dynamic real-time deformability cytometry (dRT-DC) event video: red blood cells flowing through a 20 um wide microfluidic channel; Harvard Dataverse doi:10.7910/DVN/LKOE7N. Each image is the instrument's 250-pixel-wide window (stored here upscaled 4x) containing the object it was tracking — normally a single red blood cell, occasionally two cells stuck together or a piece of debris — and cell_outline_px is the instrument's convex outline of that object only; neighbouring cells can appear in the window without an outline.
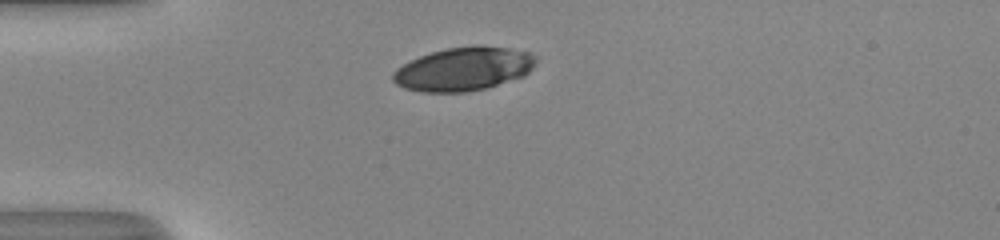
{"species": "human", "species_latin": "Homo sapiens", "temperature_condition": "room temperature", "stored_images_in_passage": 38, "camera_frame_rate_fps": 3000, "um_per_image_px": 0.085, "donor": {"sex": "male"}, "frame": {"image": 1, "passage_image": 1, "time_ms": 0.0, "image_size_px": [1000, 240], "cell_outline_px": [[536, 64], [524, 76], [484, 88], [464, 92], [424, 92], [404, 88], [396, 84], [392, 80], [392, 72], [396, 68], [420, 56], [432, 52], [448, 48], [476, 44], [480, 44], [508, 48], [528, 52], [536, 56]], "centroid_in_image_um": [39.4, 5.85], "position_along_channel_um": 45.6, "area_um2": 36.24}}
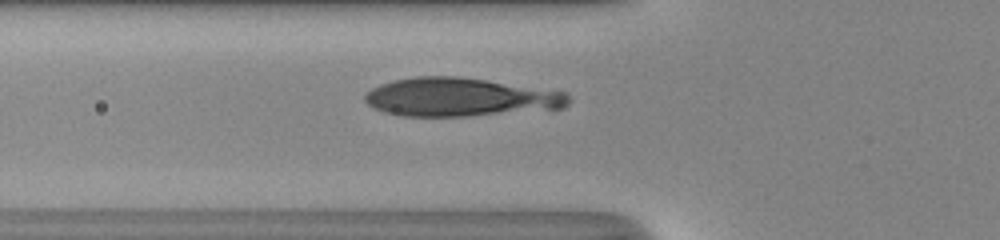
{"frame": {"image": 2, "passage_image": 6, "time_ms": 1.667, "image_size_px": [1000, 240], "cell_outline_px": [[572, 100], [564, 108], [468, 116], [400, 116], [384, 112], [372, 108], [364, 100], [364, 92], [380, 84], [392, 80], [416, 76], [456, 76], [568, 92]], "centroid_in_image_um": [39.08, 8.26], "position_along_channel_um": 86.7, "area_um2": 45.89}}